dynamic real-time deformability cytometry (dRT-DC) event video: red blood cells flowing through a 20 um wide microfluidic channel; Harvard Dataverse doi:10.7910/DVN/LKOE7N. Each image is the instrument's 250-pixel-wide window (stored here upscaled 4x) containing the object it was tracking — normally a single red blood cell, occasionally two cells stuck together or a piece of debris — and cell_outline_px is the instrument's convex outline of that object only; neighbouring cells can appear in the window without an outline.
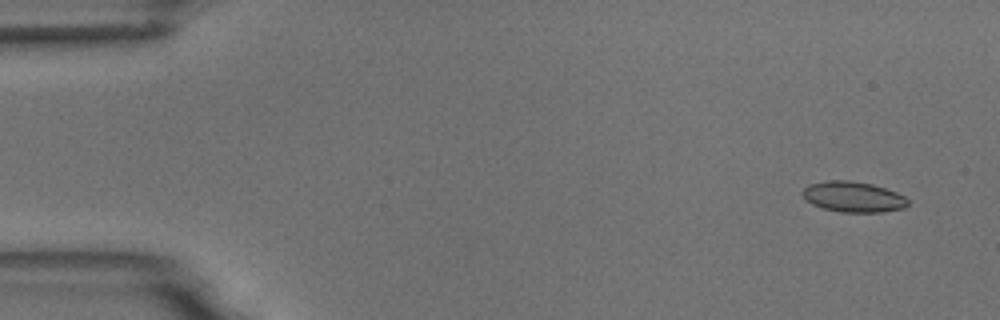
{"species": "common noctule bat (a hibernating species)", "species_latin": "Nyctalus noctula", "temperature_condition": "room temperature", "stored_images_in_passage": 5, "camera_frame_rate_fps": 3000, "um_per_image_px": 0.085, "animal": {"sex": "male", "body_mass_g": 18.8}, "frame": {"image": 1, "passage_image": 2, "time_ms": 1.0, "image_size_px": [1000, 320], "cell_outline_px": [[908, 204], [904, 208], [880, 212], [840, 212], [820, 208], [804, 200], [800, 192], [808, 184], [828, 180], [852, 180], [872, 184], [896, 192], [904, 196], [908, 200]], "centroid_in_image_um": [72.46, 16.73], "position_along_channel_um": 12.5, "area_um2": 19.02}}
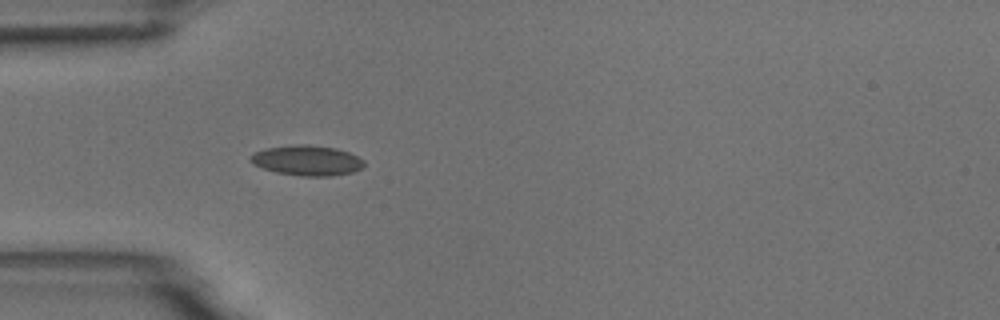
{"frame": {"image": 2, "passage_image": 5, "time_ms": 5.333, "image_size_px": [1000, 320], "cell_outline_px": [[364, 168], [352, 172], [332, 176], [300, 176], [276, 172], [252, 164], [248, 160], [248, 156], [252, 152], [264, 148], [296, 144], [308, 144], [336, 148], [348, 152], [364, 160]], "centroid_in_image_um": [26.05, 13.63], "position_along_channel_um": 58.9, "area_um2": 20.29}}